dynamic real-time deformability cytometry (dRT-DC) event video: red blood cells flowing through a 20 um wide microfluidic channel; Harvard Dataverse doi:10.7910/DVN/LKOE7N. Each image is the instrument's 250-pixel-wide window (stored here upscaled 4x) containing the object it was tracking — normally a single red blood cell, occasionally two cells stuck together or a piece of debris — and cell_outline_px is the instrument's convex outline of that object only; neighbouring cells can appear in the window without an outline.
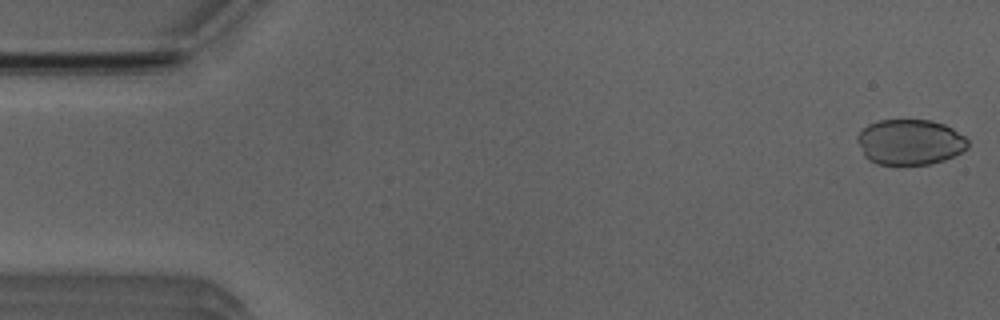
{"species": "Egyptian fruit bat (a non-hibernating species)", "species_latin": "Rousettus aegyptiacus", "temperature_condition": "room temperature", "stored_images_in_passage": 51, "camera_frame_rate_fps": 3000, "um_per_image_px": 0.085, "animal": {"sex": "male"}, "frame": {"image": 1, "passage_image": 1, "time_ms": 0.0, "image_size_px": [1000, 320], "cell_outline_px": [[968, 148], [944, 160], [928, 164], [876, 164], [868, 160], [864, 156], [856, 140], [856, 136], [868, 124], [880, 120], [932, 120], [944, 124], [952, 128], [964, 136], [968, 140]], "centroid_in_image_um": [77.32, 12.07], "position_along_channel_um": 7.7, "area_um2": 29.3}}
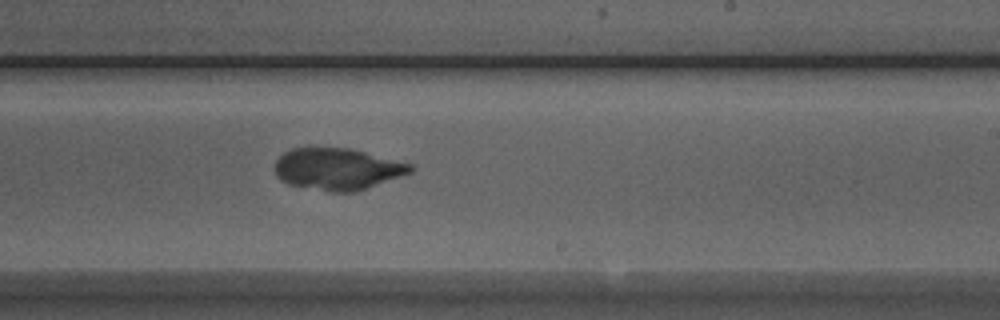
{"frame": {"image": 2, "passage_image": 30, "time_ms": 9.667, "image_size_px": [1000, 320], "cell_outline_px": [[416, 168], [412, 172], [356, 192], [332, 192], [288, 184], [280, 180], [276, 176], [276, 160], [284, 152], [292, 148], [348, 148], [412, 164]], "centroid_in_image_um": [28.69, 14.37], "position_along_channel_um": 260.3, "area_um2": 32.77}}
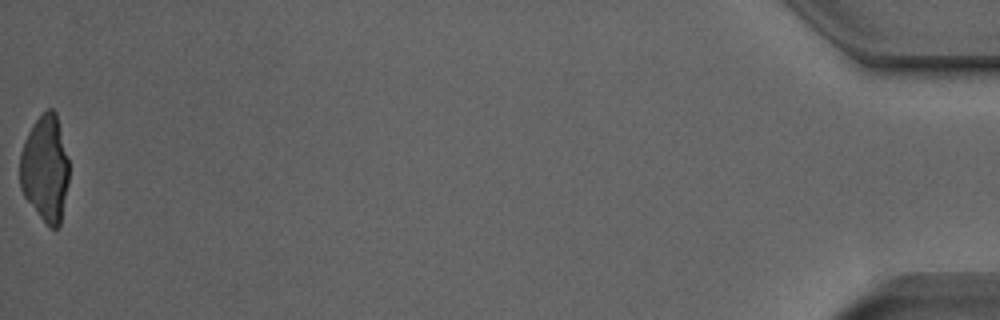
{"frame": {"image": 3, "passage_image": 51, "time_ms": 16.667, "image_size_px": [1000, 320], "cell_outline_px": [[68, 184], [60, 224], [56, 228], [52, 228], [40, 216], [24, 196], [20, 188], [20, 152], [24, 140], [32, 124], [48, 108], [52, 108], [56, 112], [68, 160]], "centroid_in_image_um": [3.83, 14.3], "position_along_channel_um": 431.4, "area_um2": 30.17}}